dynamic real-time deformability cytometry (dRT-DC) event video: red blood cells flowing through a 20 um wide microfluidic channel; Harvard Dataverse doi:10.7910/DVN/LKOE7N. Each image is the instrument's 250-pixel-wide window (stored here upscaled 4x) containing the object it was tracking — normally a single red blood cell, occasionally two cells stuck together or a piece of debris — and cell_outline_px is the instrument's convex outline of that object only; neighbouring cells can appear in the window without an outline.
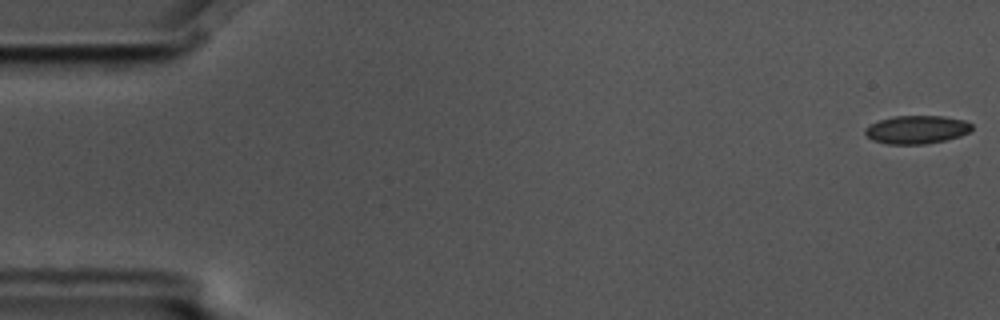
{"species": "common noctule bat (a hibernating species)", "species_latin": "Nyctalus noctula", "temperature_condition": "cold", "stored_images_in_passage": 6, "camera_frame_rate_fps": 3000, "um_per_image_px": 0.085, "animal": {"sex": "male", "body_mass_g": 17.5, "forearm_length_mm": 52.3}, "frame": {"image": 1, "passage_image": 1, "time_ms": 0.0, "image_size_px": [1000, 320], "cell_outline_px": [[972, 128], [968, 132], [960, 136], [944, 140], [924, 144], [888, 144], [872, 140], [864, 132], [864, 128], [868, 124], [892, 116], [944, 116], [964, 120], [972, 124]], "centroid_in_image_um": [77.89, 11.01], "position_along_channel_um": 7.1, "area_um2": 17.57}}
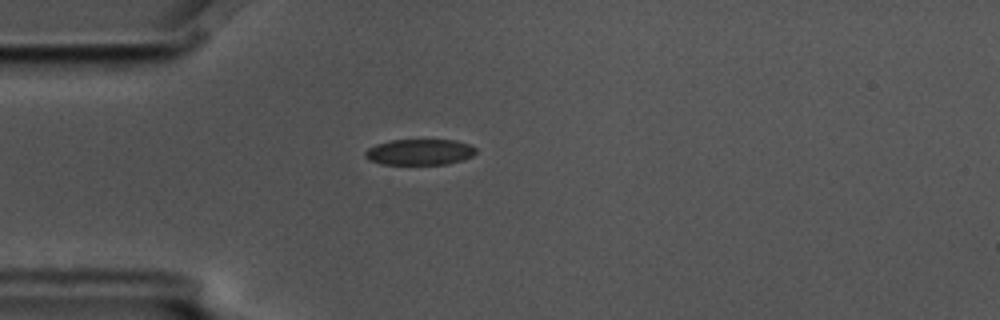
{"frame": {"image": 2, "passage_image": 5, "time_ms": 1.333, "image_size_px": [1000, 320], "cell_outline_px": [[476, 152], [472, 156], [460, 160], [444, 164], [380, 164], [368, 160], [364, 156], [364, 152], [368, 148], [376, 144], [392, 140], [456, 140], [468, 144], [476, 148]], "centroid_in_image_um": [35.63, 12.92], "position_along_channel_um": 49.4, "area_um2": 16.65}}